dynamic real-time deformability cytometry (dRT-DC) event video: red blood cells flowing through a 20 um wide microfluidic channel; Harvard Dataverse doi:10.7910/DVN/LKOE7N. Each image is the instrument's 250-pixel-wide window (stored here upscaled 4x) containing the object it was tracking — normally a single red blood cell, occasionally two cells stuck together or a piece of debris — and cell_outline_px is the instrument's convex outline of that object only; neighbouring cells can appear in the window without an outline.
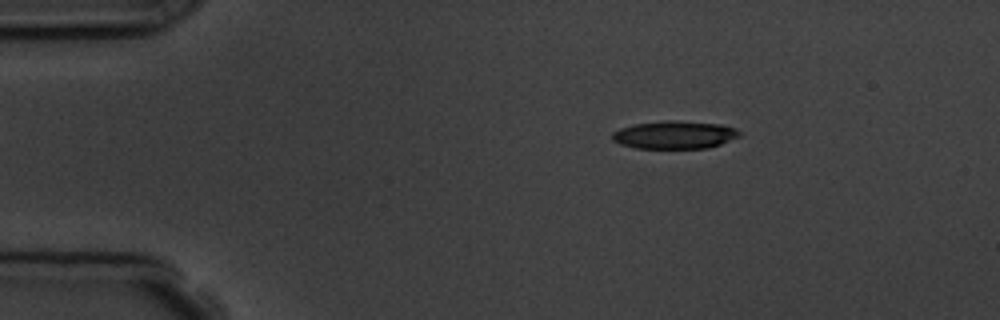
{"species": "common noctule bat (a hibernating species)", "species_latin": "Nyctalus noctula", "temperature_condition": "room temperature", "stored_images_in_passage": 4, "camera_frame_rate_fps": 3000, "um_per_image_px": 0.085, "animal": {"sex": "male", "body_mass_g": 19.5, "forearm_length_mm": 54.6}, "frame": {"image": 1, "passage_image": 2, "time_ms": 1.0, "image_size_px": [1000, 320], "cell_outline_px": [[740, 136], [720, 144], [708, 148], [636, 148], [620, 144], [612, 140], [612, 132], [620, 128], [632, 124], [668, 120], [676, 120], [720, 124], [736, 128], [740, 132]], "centroid_in_image_um": [57.32, 11.45], "position_along_channel_um": 27.7, "area_um2": 20.75}}
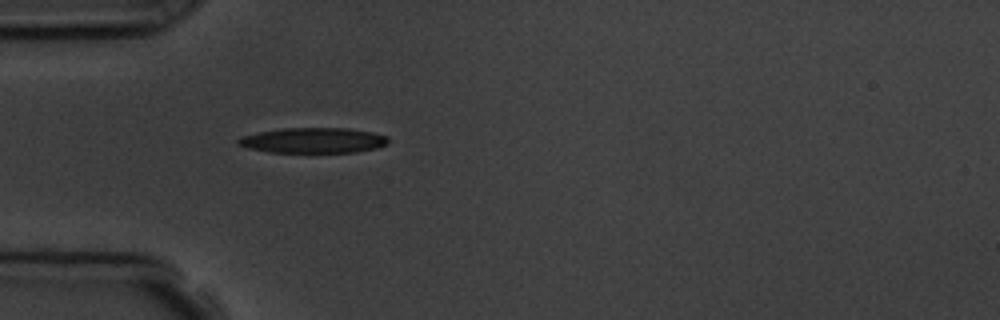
{"frame": {"image": 2, "passage_image": 4, "time_ms": 3.333, "image_size_px": [1000, 320], "cell_outline_px": [[388, 144], [376, 148], [356, 152], [268, 152], [248, 148], [236, 144], [236, 140], [244, 136], [260, 132], [280, 128], [348, 128], [372, 132], [388, 136]], "centroid_in_image_um": [26.64, 11.93], "position_along_channel_um": 58.4, "area_um2": 22.14}}